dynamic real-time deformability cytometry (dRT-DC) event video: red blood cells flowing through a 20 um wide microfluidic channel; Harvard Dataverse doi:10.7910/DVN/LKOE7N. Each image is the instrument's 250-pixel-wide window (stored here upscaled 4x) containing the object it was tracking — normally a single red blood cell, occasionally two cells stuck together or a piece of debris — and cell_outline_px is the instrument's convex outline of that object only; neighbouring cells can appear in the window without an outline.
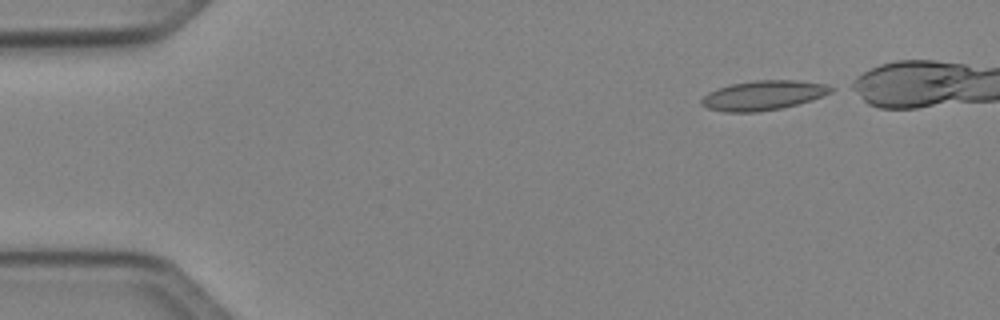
{"species": "Egyptian fruit bat (a non-hibernating species)", "species_latin": "Rousettus aegyptiacus", "temperature_condition": "cold", "stored_images_in_passage": 39, "camera_frame_rate_fps": 3000, "um_per_image_px": 0.085, "animal": {"sex": "female"}, "frame": {"image": 1, "passage_image": 1, "time_ms": 0.0, "image_size_px": [1000, 320], "cell_outline_px": [[836, 88], [832, 92], [812, 100], [780, 108], [756, 112], [724, 112], [708, 108], [700, 104], [700, 100], [708, 92], [716, 88], [728, 84], [752, 80], [796, 80], [828, 84]], "centroid_in_image_um": [64.87, 8.09], "position_along_channel_um": 20.1, "area_um2": 22.54}}
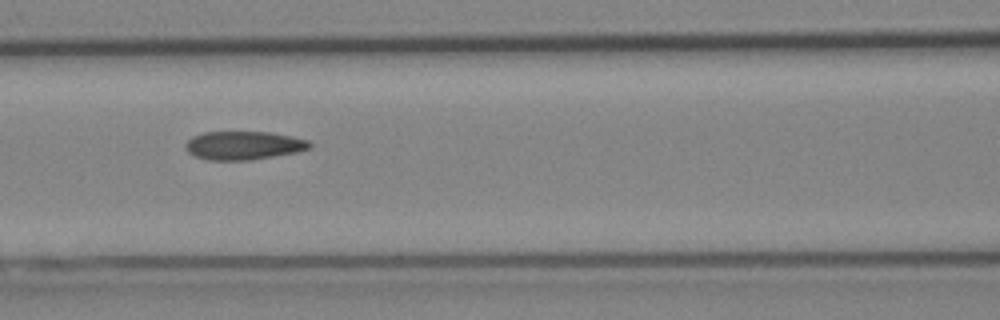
{"frame": {"image": 2, "passage_image": 17, "time_ms": 5.333, "image_size_px": [1000, 320], "cell_outline_px": [[312, 148], [296, 152], [248, 160], [208, 160], [196, 156], [188, 152], [184, 148], [184, 144], [192, 136], [204, 132], [268, 132], [292, 136], [308, 140], [312, 144]], "centroid_in_image_um": [20.69, 12.35], "position_along_channel_um": 145.9, "area_um2": 20.58}}
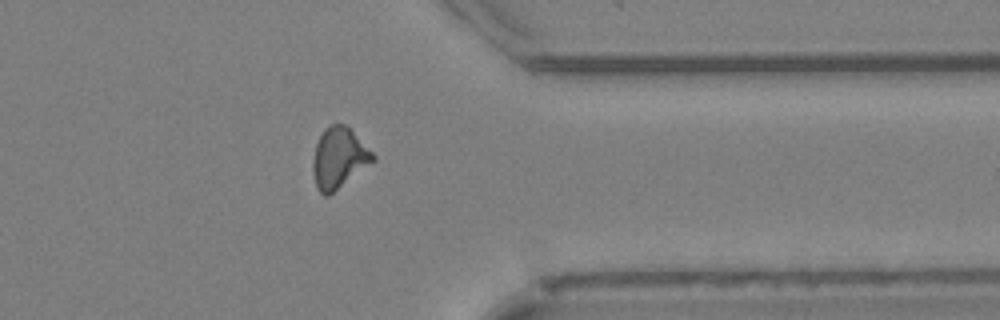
{"frame": {"image": 3, "passage_image": 35, "time_ms": 11.333, "image_size_px": [1000, 320], "cell_outline_px": [[376, 160], [328, 196], [324, 196], [316, 188], [312, 168], [312, 160], [316, 144], [324, 128], [328, 124], [348, 124], [376, 156]], "centroid_in_image_um": [28.81, 13.4], "position_along_channel_um": 382.6, "area_um2": 21.5}, "authors_computed_cell_mechanics": {"area_um2": 20.9236, "velocity_mm_per_s": 4.0867, "shape_relaxation_time_tau1_ms": null, "shape_relaxation_time_tau2_ms": 5.3835, "deformation_change_tau1": null, "deformation_change_tau2": 0.1284}}